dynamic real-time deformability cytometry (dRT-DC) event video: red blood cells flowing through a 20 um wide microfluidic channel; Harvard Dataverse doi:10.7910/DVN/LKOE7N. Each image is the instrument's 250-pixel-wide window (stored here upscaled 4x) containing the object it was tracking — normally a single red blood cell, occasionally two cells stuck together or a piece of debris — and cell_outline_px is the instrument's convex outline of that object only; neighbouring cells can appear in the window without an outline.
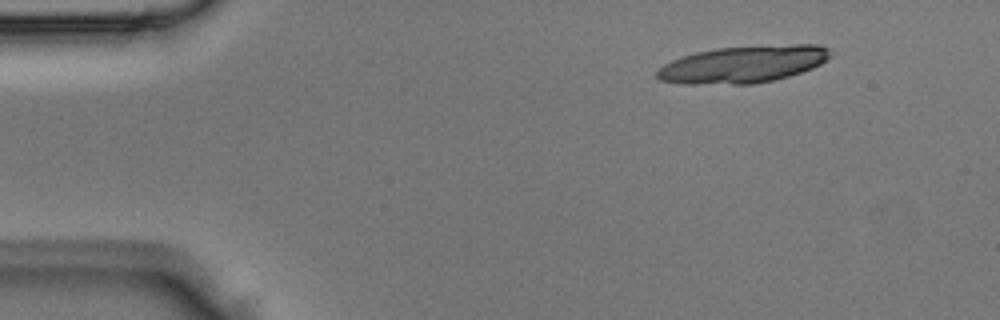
{"species": "Egyptian fruit bat (a non-hibernating species)", "species_latin": "Rousettus aegyptiacus", "temperature_condition": "room temperature", "stored_images_in_passage": 3, "camera_frame_rate_fps": 3000, "um_per_image_px": 0.085, "animal": {"sex": "male"}, "frame": {"image": 1, "passage_image": 1, "time_ms": 0.0, "image_size_px": [1000, 320], "cell_outline_px": [[828, 56], [820, 64], [812, 68], [788, 76], [772, 80], [752, 84], [684, 84], [660, 80], [656, 76], [656, 72], [664, 64], [672, 60], [696, 52], [716, 48], [792, 44], [820, 44], [828, 48]], "centroid_in_image_um": [63.14, 5.46], "position_along_channel_um": 21.9, "area_um2": 37.11}}